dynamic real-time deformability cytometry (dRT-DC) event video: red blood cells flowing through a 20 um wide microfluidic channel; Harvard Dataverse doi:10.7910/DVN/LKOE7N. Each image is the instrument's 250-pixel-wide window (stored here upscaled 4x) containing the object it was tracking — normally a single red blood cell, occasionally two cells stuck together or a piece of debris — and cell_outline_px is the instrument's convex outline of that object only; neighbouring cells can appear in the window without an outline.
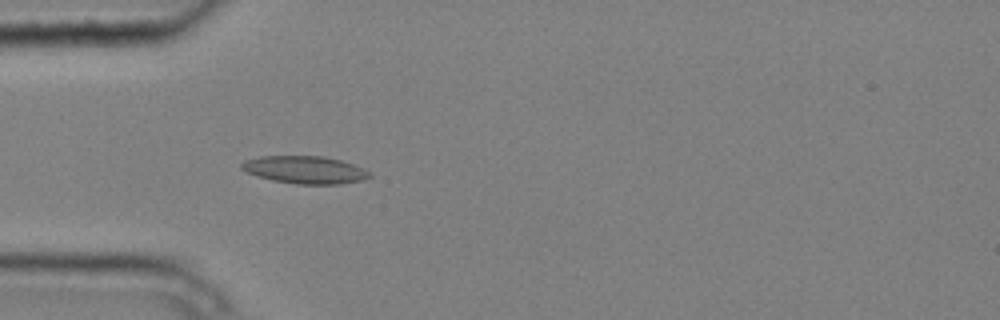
{"species": "common noctule bat (a hibernating species)", "species_latin": "Nyctalus noctula", "temperature_condition": "cold", "stored_images_in_passage": 1, "camera_frame_rate_fps": 3000, "um_per_image_px": 0.085, "animal": {"sex": "male", "body_mass_g": 20.4}, "frame": {"image": 1, "passage_image": 1, "time_ms": 0.0, "image_size_px": [1000, 320], "cell_outline_px": [[372, 176], [364, 180], [340, 184], [296, 184], [272, 180], [256, 176], [240, 168], [240, 164], [244, 160], [260, 156], [324, 156], [340, 160], [364, 168]], "centroid_in_image_um": [25.91, 14.43], "position_along_channel_um": 59.1, "area_um2": 20.63}}